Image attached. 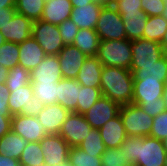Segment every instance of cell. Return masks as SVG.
Masks as SVG:
<instances>
[{
    "label": "cell",
    "instance_id": "cell-50",
    "mask_svg": "<svg viewBox=\"0 0 167 166\" xmlns=\"http://www.w3.org/2000/svg\"><path fill=\"white\" fill-rule=\"evenodd\" d=\"M92 2L100 4L101 6H108L112 4V0H92Z\"/></svg>",
    "mask_w": 167,
    "mask_h": 166
},
{
    "label": "cell",
    "instance_id": "cell-1",
    "mask_svg": "<svg viewBox=\"0 0 167 166\" xmlns=\"http://www.w3.org/2000/svg\"><path fill=\"white\" fill-rule=\"evenodd\" d=\"M119 148L130 166H165L167 163L163 141L150 136H128Z\"/></svg>",
    "mask_w": 167,
    "mask_h": 166
},
{
    "label": "cell",
    "instance_id": "cell-49",
    "mask_svg": "<svg viewBox=\"0 0 167 166\" xmlns=\"http://www.w3.org/2000/svg\"><path fill=\"white\" fill-rule=\"evenodd\" d=\"M72 7H78V5H87L92 3V0H70Z\"/></svg>",
    "mask_w": 167,
    "mask_h": 166
},
{
    "label": "cell",
    "instance_id": "cell-8",
    "mask_svg": "<svg viewBox=\"0 0 167 166\" xmlns=\"http://www.w3.org/2000/svg\"><path fill=\"white\" fill-rule=\"evenodd\" d=\"M165 55L159 42L141 38L132 41V63L130 70L141 69V66L156 64Z\"/></svg>",
    "mask_w": 167,
    "mask_h": 166
},
{
    "label": "cell",
    "instance_id": "cell-44",
    "mask_svg": "<svg viewBox=\"0 0 167 166\" xmlns=\"http://www.w3.org/2000/svg\"><path fill=\"white\" fill-rule=\"evenodd\" d=\"M12 115H1L0 113V138L11 130Z\"/></svg>",
    "mask_w": 167,
    "mask_h": 166
},
{
    "label": "cell",
    "instance_id": "cell-9",
    "mask_svg": "<svg viewBox=\"0 0 167 166\" xmlns=\"http://www.w3.org/2000/svg\"><path fill=\"white\" fill-rule=\"evenodd\" d=\"M92 129V126L87 122L84 115L70 112L62 124L59 135L70 147H78Z\"/></svg>",
    "mask_w": 167,
    "mask_h": 166
},
{
    "label": "cell",
    "instance_id": "cell-30",
    "mask_svg": "<svg viewBox=\"0 0 167 166\" xmlns=\"http://www.w3.org/2000/svg\"><path fill=\"white\" fill-rule=\"evenodd\" d=\"M33 94L45 105L57 103L59 81L53 83H31Z\"/></svg>",
    "mask_w": 167,
    "mask_h": 166
},
{
    "label": "cell",
    "instance_id": "cell-41",
    "mask_svg": "<svg viewBox=\"0 0 167 166\" xmlns=\"http://www.w3.org/2000/svg\"><path fill=\"white\" fill-rule=\"evenodd\" d=\"M165 0H141L142 10L147 16H157L163 13Z\"/></svg>",
    "mask_w": 167,
    "mask_h": 166
},
{
    "label": "cell",
    "instance_id": "cell-39",
    "mask_svg": "<svg viewBox=\"0 0 167 166\" xmlns=\"http://www.w3.org/2000/svg\"><path fill=\"white\" fill-rule=\"evenodd\" d=\"M58 27L64 44H73L79 30L78 26L69 18L59 24Z\"/></svg>",
    "mask_w": 167,
    "mask_h": 166
},
{
    "label": "cell",
    "instance_id": "cell-29",
    "mask_svg": "<svg viewBox=\"0 0 167 166\" xmlns=\"http://www.w3.org/2000/svg\"><path fill=\"white\" fill-rule=\"evenodd\" d=\"M45 0H16L15 10L33 22L41 19Z\"/></svg>",
    "mask_w": 167,
    "mask_h": 166
},
{
    "label": "cell",
    "instance_id": "cell-31",
    "mask_svg": "<svg viewBox=\"0 0 167 166\" xmlns=\"http://www.w3.org/2000/svg\"><path fill=\"white\" fill-rule=\"evenodd\" d=\"M102 96L100 87H85L79 84L77 113L84 114Z\"/></svg>",
    "mask_w": 167,
    "mask_h": 166
},
{
    "label": "cell",
    "instance_id": "cell-3",
    "mask_svg": "<svg viewBox=\"0 0 167 166\" xmlns=\"http://www.w3.org/2000/svg\"><path fill=\"white\" fill-rule=\"evenodd\" d=\"M96 56L103 66L130 70L132 41L128 39L100 41Z\"/></svg>",
    "mask_w": 167,
    "mask_h": 166
},
{
    "label": "cell",
    "instance_id": "cell-36",
    "mask_svg": "<svg viewBox=\"0 0 167 166\" xmlns=\"http://www.w3.org/2000/svg\"><path fill=\"white\" fill-rule=\"evenodd\" d=\"M31 83L30 72L21 65H15L8 71L6 85L10 88H21Z\"/></svg>",
    "mask_w": 167,
    "mask_h": 166
},
{
    "label": "cell",
    "instance_id": "cell-26",
    "mask_svg": "<svg viewBox=\"0 0 167 166\" xmlns=\"http://www.w3.org/2000/svg\"><path fill=\"white\" fill-rule=\"evenodd\" d=\"M100 39L95 29H79L73 45L87 56H96Z\"/></svg>",
    "mask_w": 167,
    "mask_h": 166
},
{
    "label": "cell",
    "instance_id": "cell-18",
    "mask_svg": "<svg viewBox=\"0 0 167 166\" xmlns=\"http://www.w3.org/2000/svg\"><path fill=\"white\" fill-rule=\"evenodd\" d=\"M45 56L44 50L32 36L19 44L18 64L29 72L35 69Z\"/></svg>",
    "mask_w": 167,
    "mask_h": 166
},
{
    "label": "cell",
    "instance_id": "cell-21",
    "mask_svg": "<svg viewBox=\"0 0 167 166\" xmlns=\"http://www.w3.org/2000/svg\"><path fill=\"white\" fill-rule=\"evenodd\" d=\"M102 69L103 65L97 56H88L79 70L76 81L85 87H100Z\"/></svg>",
    "mask_w": 167,
    "mask_h": 166
},
{
    "label": "cell",
    "instance_id": "cell-57",
    "mask_svg": "<svg viewBox=\"0 0 167 166\" xmlns=\"http://www.w3.org/2000/svg\"><path fill=\"white\" fill-rule=\"evenodd\" d=\"M60 166H72L69 161L65 162V163H62Z\"/></svg>",
    "mask_w": 167,
    "mask_h": 166
},
{
    "label": "cell",
    "instance_id": "cell-43",
    "mask_svg": "<svg viewBox=\"0 0 167 166\" xmlns=\"http://www.w3.org/2000/svg\"><path fill=\"white\" fill-rule=\"evenodd\" d=\"M9 88L6 83H0V113L1 115H11L8 106Z\"/></svg>",
    "mask_w": 167,
    "mask_h": 166
},
{
    "label": "cell",
    "instance_id": "cell-20",
    "mask_svg": "<svg viewBox=\"0 0 167 166\" xmlns=\"http://www.w3.org/2000/svg\"><path fill=\"white\" fill-rule=\"evenodd\" d=\"M99 131L106 148H118L128 137L120 114L107 121Z\"/></svg>",
    "mask_w": 167,
    "mask_h": 166
},
{
    "label": "cell",
    "instance_id": "cell-38",
    "mask_svg": "<svg viewBox=\"0 0 167 166\" xmlns=\"http://www.w3.org/2000/svg\"><path fill=\"white\" fill-rule=\"evenodd\" d=\"M102 166H120L128 165L125 158L121 154L120 148H106L100 156Z\"/></svg>",
    "mask_w": 167,
    "mask_h": 166
},
{
    "label": "cell",
    "instance_id": "cell-53",
    "mask_svg": "<svg viewBox=\"0 0 167 166\" xmlns=\"http://www.w3.org/2000/svg\"><path fill=\"white\" fill-rule=\"evenodd\" d=\"M161 16L167 20V2L165 4L164 10H163V13L161 14Z\"/></svg>",
    "mask_w": 167,
    "mask_h": 166
},
{
    "label": "cell",
    "instance_id": "cell-46",
    "mask_svg": "<svg viewBox=\"0 0 167 166\" xmlns=\"http://www.w3.org/2000/svg\"><path fill=\"white\" fill-rule=\"evenodd\" d=\"M0 166H20L18 159L5 157L0 153Z\"/></svg>",
    "mask_w": 167,
    "mask_h": 166
},
{
    "label": "cell",
    "instance_id": "cell-5",
    "mask_svg": "<svg viewBox=\"0 0 167 166\" xmlns=\"http://www.w3.org/2000/svg\"><path fill=\"white\" fill-rule=\"evenodd\" d=\"M8 106L11 115L38 116L45 104L34 96L32 84L25 85L21 88L9 89Z\"/></svg>",
    "mask_w": 167,
    "mask_h": 166
},
{
    "label": "cell",
    "instance_id": "cell-7",
    "mask_svg": "<svg viewBox=\"0 0 167 166\" xmlns=\"http://www.w3.org/2000/svg\"><path fill=\"white\" fill-rule=\"evenodd\" d=\"M32 37L39 43L46 55H58L65 46L58 25L41 19L33 22Z\"/></svg>",
    "mask_w": 167,
    "mask_h": 166
},
{
    "label": "cell",
    "instance_id": "cell-19",
    "mask_svg": "<svg viewBox=\"0 0 167 166\" xmlns=\"http://www.w3.org/2000/svg\"><path fill=\"white\" fill-rule=\"evenodd\" d=\"M103 6L97 3L72 7L70 19L79 29H95Z\"/></svg>",
    "mask_w": 167,
    "mask_h": 166
},
{
    "label": "cell",
    "instance_id": "cell-27",
    "mask_svg": "<svg viewBox=\"0 0 167 166\" xmlns=\"http://www.w3.org/2000/svg\"><path fill=\"white\" fill-rule=\"evenodd\" d=\"M130 71L133 73V80L151 79L164 81L167 74V59L164 55L154 65L141 66V69Z\"/></svg>",
    "mask_w": 167,
    "mask_h": 166
},
{
    "label": "cell",
    "instance_id": "cell-45",
    "mask_svg": "<svg viewBox=\"0 0 167 166\" xmlns=\"http://www.w3.org/2000/svg\"><path fill=\"white\" fill-rule=\"evenodd\" d=\"M16 13L15 8H2L0 9V29L9 22L14 14Z\"/></svg>",
    "mask_w": 167,
    "mask_h": 166
},
{
    "label": "cell",
    "instance_id": "cell-42",
    "mask_svg": "<svg viewBox=\"0 0 167 166\" xmlns=\"http://www.w3.org/2000/svg\"><path fill=\"white\" fill-rule=\"evenodd\" d=\"M132 103L140 106L145 113L149 114L153 118L165 110V103L163 101V97L158 98V102H152V103L132 102Z\"/></svg>",
    "mask_w": 167,
    "mask_h": 166
},
{
    "label": "cell",
    "instance_id": "cell-47",
    "mask_svg": "<svg viewBox=\"0 0 167 166\" xmlns=\"http://www.w3.org/2000/svg\"><path fill=\"white\" fill-rule=\"evenodd\" d=\"M16 0H0V9L15 8Z\"/></svg>",
    "mask_w": 167,
    "mask_h": 166
},
{
    "label": "cell",
    "instance_id": "cell-6",
    "mask_svg": "<svg viewBox=\"0 0 167 166\" xmlns=\"http://www.w3.org/2000/svg\"><path fill=\"white\" fill-rule=\"evenodd\" d=\"M95 31L100 41L127 39L122 17L112 4L102 7Z\"/></svg>",
    "mask_w": 167,
    "mask_h": 166
},
{
    "label": "cell",
    "instance_id": "cell-22",
    "mask_svg": "<svg viewBox=\"0 0 167 166\" xmlns=\"http://www.w3.org/2000/svg\"><path fill=\"white\" fill-rule=\"evenodd\" d=\"M72 12L70 0H47L43 8L41 20L59 25L69 19Z\"/></svg>",
    "mask_w": 167,
    "mask_h": 166
},
{
    "label": "cell",
    "instance_id": "cell-23",
    "mask_svg": "<svg viewBox=\"0 0 167 166\" xmlns=\"http://www.w3.org/2000/svg\"><path fill=\"white\" fill-rule=\"evenodd\" d=\"M79 99V83L76 79L62 78L58 84L57 103L70 112L77 113Z\"/></svg>",
    "mask_w": 167,
    "mask_h": 166
},
{
    "label": "cell",
    "instance_id": "cell-4",
    "mask_svg": "<svg viewBox=\"0 0 167 166\" xmlns=\"http://www.w3.org/2000/svg\"><path fill=\"white\" fill-rule=\"evenodd\" d=\"M119 114L122 119V123L127 136H150L153 117L145 113L140 106L133 103L121 105L119 109Z\"/></svg>",
    "mask_w": 167,
    "mask_h": 166
},
{
    "label": "cell",
    "instance_id": "cell-34",
    "mask_svg": "<svg viewBox=\"0 0 167 166\" xmlns=\"http://www.w3.org/2000/svg\"><path fill=\"white\" fill-rule=\"evenodd\" d=\"M78 147L87 154H103L106 150L99 129H92Z\"/></svg>",
    "mask_w": 167,
    "mask_h": 166
},
{
    "label": "cell",
    "instance_id": "cell-58",
    "mask_svg": "<svg viewBox=\"0 0 167 166\" xmlns=\"http://www.w3.org/2000/svg\"><path fill=\"white\" fill-rule=\"evenodd\" d=\"M36 166H50V165H47V164H41V165H36Z\"/></svg>",
    "mask_w": 167,
    "mask_h": 166
},
{
    "label": "cell",
    "instance_id": "cell-52",
    "mask_svg": "<svg viewBox=\"0 0 167 166\" xmlns=\"http://www.w3.org/2000/svg\"><path fill=\"white\" fill-rule=\"evenodd\" d=\"M163 101L165 103V110L167 111V89L164 91Z\"/></svg>",
    "mask_w": 167,
    "mask_h": 166
},
{
    "label": "cell",
    "instance_id": "cell-15",
    "mask_svg": "<svg viewBox=\"0 0 167 166\" xmlns=\"http://www.w3.org/2000/svg\"><path fill=\"white\" fill-rule=\"evenodd\" d=\"M70 111L59 103L45 105L39 112L37 118L45 128L47 135H58L62 124L67 119Z\"/></svg>",
    "mask_w": 167,
    "mask_h": 166
},
{
    "label": "cell",
    "instance_id": "cell-28",
    "mask_svg": "<svg viewBox=\"0 0 167 166\" xmlns=\"http://www.w3.org/2000/svg\"><path fill=\"white\" fill-rule=\"evenodd\" d=\"M166 31L167 20L164 17L161 15L148 16L142 38L160 43Z\"/></svg>",
    "mask_w": 167,
    "mask_h": 166
},
{
    "label": "cell",
    "instance_id": "cell-51",
    "mask_svg": "<svg viewBox=\"0 0 167 166\" xmlns=\"http://www.w3.org/2000/svg\"><path fill=\"white\" fill-rule=\"evenodd\" d=\"M160 45L162 46V49L164 50V52L167 51V31L165 32L163 39L160 42Z\"/></svg>",
    "mask_w": 167,
    "mask_h": 166
},
{
    "label": "cell",
    "instance_id": "cell-37",
    "mask_svg": "<svg viewBox=\"0 0 167 166\" xmlns=\"http://www.w3.org/2000/svg\"><path fill=\"white\" fill-rule=\"evenodd\" d=\"M150 137L158 140H164L167 138V111L164 110L153 118Z\"/></svg>",
    "mask_w": 167,
    "mask_h": 166
},
{
    "label": "cell",
    "instance_id": "cell-25",
    "mask_svg": "<svg viewBox=\"0 0 167 166\" xmlns=\"http://www.w3.org/2000/svg\"><path fill=\"white\" fill-rule=\"evenodd\" d=\"M26 144L27 141L11 129L0 138V153L5 157L19 160Z\"/></svg>",
    "mask_w": 167,
    "mask_h": 166
},
{
    "label": "cell",
    "instance_id": "cell-54",
    "mask_svg": "<svg viewBox=\"0 0 167 166\" xmlns=\"http://www.w3.org/2000/svg\"><path fill=\"white\" fill-rule=\"evenodd\" d=\"M5 42L6 40L4 39V36L2 35V32L0 31V46Z\"/></svg>",
    "mask_w": 167,
    "mask_h": 166
},
{
    "label": "cell",
    "instance_id": "cell-33",
    "mask_svg": "<svg viewBox=\"0 0 167 166\" xmlns=\"http://www.w3.org/2000/svg\"><path fill=\"white\" fill-rule=\"evenodd\" d=\"M42 147L39 142H27L19 158L20 166H36L44 164Z\"/></svg>",
    "mask_w": 167,
    "mask_h": 166
},
{
    "label": "cell",
    "instance_id": "cell-32",
    "mask_svg": "<svg viewBox=\"0 0 167 166\" xmlns=\"http://www.w3.org/2000/svg\"><path fill=\"white\" fill-rule=\"evenodd\" d=\"M102 154H87L79 147H71L68 161L72 166H102Z\"/></svg>",
    "mask_w": 167,
    "mask_h": 166
},
{
    "label": "cell",
    "instance_id": "cell-48",
    "mask_svg": "<svg viewBox=\"0 0 167 166\" xmlns=\"http://www.w3.org/2000/svg\"><path fill=\"white\" fill-rule=\"evenodd\" d=\"M9 69L0 65V83H6Z\"/></svg>",
    "mask_w": 167,
    "mask_h": 166
},
{
    "label": "cell",
    "instance_id": "cell-10",
    "mask_svg": "<svg viewBox=\"0 0 167 166\" xmlns=\"http://www.w3.org/2000/svg\"><path fill=\"white\" fill-rule=\"evenodd\" d=\"M44 162L50 166H60L68 161L69 144L58 135H47L40 141Z\"/></svg>",
    "mask_w": 167,
    "mask_h": 166
},
{
    "label": "cell",
    "instance_id": "cell-13",
    "mask_svg": "<svg viewBox=\"0 0 167 166\" xmlns=\"http://www.w3.org/2000/svg\"><path fill=\"white\" fill-rule=\"evenodd\" d=\"M63 78L76 79L81 66L88 57L73 44L65 45L57 55Z\"/></svg>",
    "mask_w": 167,
    "mask_h": 166
},
{
    "label": "cell",
    "instance_id": "cell-2",
    "mask_svg": "<svg viewBox=\"0 0 167 166\" xmlns=\"http://www.w3.org/2000/svg\"><path fill=\"white\" fill-rule=\"evenodd\" d=\"M100 89L105 96L120 106L132 104L133 73L128 69L103 66Z\"/></svg>",
    "mask_w": 167,
    "mask_h": 166
},
{
    "label": "cell",
    "instance_id": "cell-24",
    "mask_svg": "<svg viewBox=\"0 0 167 166\" xmlns=\"http://www.w3.org/2000/svg\"><path fill=\"white\" fill-rule=\"evenodd\" d=\"M121 17L127 39L130 41L141 39L147 23V14L141 10L138 13H124Z\"/></svg>",
    "mask_w": 167,
    "mask_h": 166
},
{
    "label": "cell",
    "instance_id": "cell-16",
    "mask_svg": "<svg viewBox=\"0 0 167 166\" xmlns=\"http://www.w3.org/2000/svg\"><path fill=\"white\" fill-rule=\"evenodd\" d=\"M31 83H53L60 81L62 71L57 55H46L42 62L30 71Z\"/></svg>",
    "mask_w": 167,
    "mask_h": 166
},
{
    "label": "cell",
    "instance_id": "cell-12",
    "mask_svg": "<svg viewBox=\"0 0 167 166\" xmlns=\"http://www.w3.org/2000/svg\"><path fill=\"white\" fill-rule=\"evenodd\" d=\"M11 129L27 142H39L47 136L45 128L39 123L37 116L13 115Z\"/></svg>",
    "mask_w": 167,
    "mask_h": 166
},
{
    "label": "cell",
    "instance_id": "cell-14",
    "mask_svg": "<svg viewBox=\"0 0 167 166\" xmlns=\"http://www.w3.org/2000/svg\"><path fill=\"white\" fill-rule=\"evenodd\" d=\"M33 21L26 16L15 13L13 18L0 29L6 41L21 44L32 36Z\"/></svg>",
    "mask_w": 167,
    "mask_h": 166
},
{
    "label": "cell",
    "instance_id": "cell-17",
    "mask_svg": "<svg viewBox=\"0 0 167 166\" xmlns=\"http://www.w3.org/2000/svg\"><path fill=\"white\" fill-rule=\"evenodd\" d=\"M164 83L160 80H134L132 102H158L164 95Z\"/></svg>",
    "mask_w": 167,
    "mask_h": 166
},
{
    "label": "cell",
    "instance_id": "cell-55",
    "mask_svg": "<svg viewBox=\"0 0 167 166\" xmlns=\"http://www.w3.org/2000/svg\"><path fill=\"white\" fill-rule=\"evenodd\" d=\"M163 141V145H164V147H165V150H166V152H167V138H165L164 140H162Z\"/></svg>",
    "mask_w": 167,
    "mask_h": 166
},
{
    "label": "cell",
    "instance_id": "cell-35",
    "mask_svg": "<svg viewBox=\"0 0 167 166\" xmlns=\"http://www.w3.org/2000/svg\"><path fill=\"white\" fill-rule=\"evenodd\" d=\"M19 44L6 41L0 46V65L12 69L18 65Z\"/></svg>",
    "mask_w": 167,
    "mask_h": 166
},
{
    "label": "cell",
    "instance_id": "cell-11",
    "mask_svg": "<svg viewBox=\"0 0 167 166\" xmlns=\"http://www.w3.org/2000/svg\"><path fill=\"white\" fill-rule=\"evenodd\" d=\"M119 109L120 105L117 102L101 96L83 115L93 129H100L107 121L119 114Z\"/></svg>",
    "mask_w": 167,
    "mask_h": 166
},
{
    "label": "cell",
    "instance_id": "cell-56",
    "mask_svg": "<svg viewBox=\"0 0 167 166\" xmlns=\"http://www.w3.org/2000/svg\"><path fill=\"white\" fill-rule=\"evenodd\" d=\"M163 83H164V88L167 89V74H166V78L164 79Z\"/></svg>",
    "mask_w": 167,
    "mask_h": 166
},
{
    "label": "cell",
    "instance_id": "cell-40",
    "mask_svg": "<svg viewBox=\"0 0 167 166\" xmlns=\"http://www.w3.org/2000/svg\"><path fill=\"white\" fill-rule=\"evenodd\" d=\"M112 5L120 15L124 13H138L142 10L141 0H112Z\"/></svg>",
    "mask_w": 167,
    "mask_h": 166
}]
</instances>
